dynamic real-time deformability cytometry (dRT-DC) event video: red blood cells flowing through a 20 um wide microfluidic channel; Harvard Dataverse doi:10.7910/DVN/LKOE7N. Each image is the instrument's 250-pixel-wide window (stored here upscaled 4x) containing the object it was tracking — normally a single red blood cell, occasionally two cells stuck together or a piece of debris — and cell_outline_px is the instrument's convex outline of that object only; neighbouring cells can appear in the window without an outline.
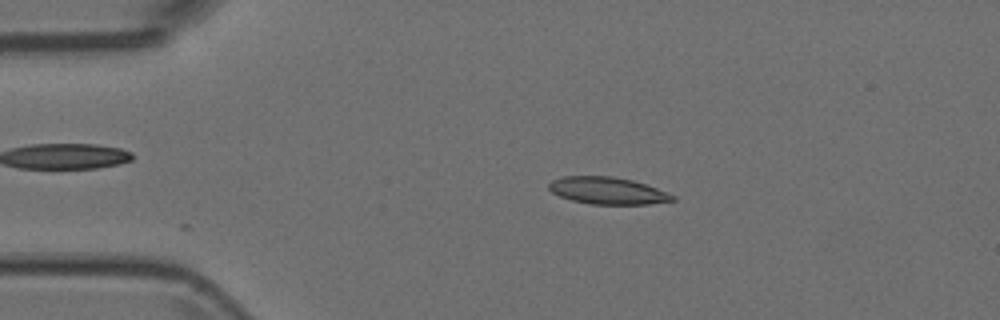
{"species": "Egyptian fruit bat (a non-hibernating species)", "species_latin": "Rousettus aegyptiacus", "temperature_condition": "room temperature", "stored_images_in_passage": 5, "camera_frame_rate_fps": 3000, "um_per_image_px": 0.085, "animal": {"sex": "female"}, "frame": {"image": 1, "passage_image": 4, "time_ms": 1.0, "image_size_px": [1000, 320], "cell_outline_px": [[676, 200], [648, 204], [592, 204], [572, 200], [560, 196], [552, 192], [548, 188], [548, 184], [552, 180], [564, 176], [612, 176], [632, 180], [656, 188], [676, 196]], "centroid_in_image_um": [51.63, 16.2], "position_along_channel_um": 33.4, "area_um2": 19.36}}